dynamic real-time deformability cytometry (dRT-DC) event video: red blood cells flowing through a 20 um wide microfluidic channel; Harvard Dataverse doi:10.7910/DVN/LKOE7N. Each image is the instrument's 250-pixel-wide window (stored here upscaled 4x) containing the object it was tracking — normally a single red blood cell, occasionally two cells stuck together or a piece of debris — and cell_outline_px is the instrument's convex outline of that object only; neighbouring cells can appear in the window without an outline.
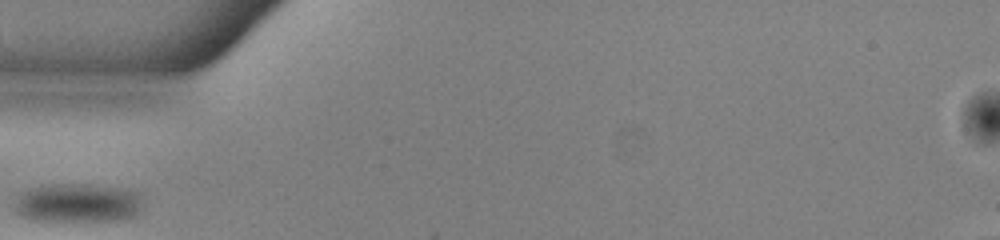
{"species": "common noctule bat (a hibernating species)", "species_latin": "Nyctalus noctula", "temperature_condition": "warm", "stored_images_in_passage": 24, "camera_frame_rate_fps": 3000, "um_per_image_px": 0.085, "animal": {"sex": "male", "body_mass_g": 13.0, "forearm_length_mm": 53.1}, "frame": {"image": 1, "passage_image": 1, "time_ms": 0.0, "image_size_px": [1000, 240], "cell_outline_px": [[144, 196], [140, 212], [136, 216], [120, 220], [36, 220], [24, 216], [16, 212], [16, 200], [28, 188], [56, 184], [84, 184], [116, 188], [136, 192]], "centroid_in_image_um": [6.68, 17.25], "position_along_channel_um": 78.3, "area_um2": 28.73}}
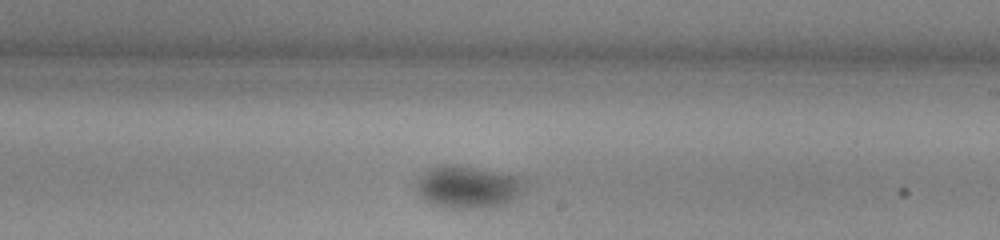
{"frame": {"image": 2, "passage_image": 14, "time_ms": 4.333, "image_size_px": [1000, 240], "cell_outline_px": [[524, 188], [512, 200], [504, 204], [484, 208], [444, 208], [432, 204], [420, 196], [416, 192], [416, 180], [428, 168], [444, 164], [452, 164], [520, 176], [524, 180]], "centroid_in_image_um": [39.72, 15.89], "position_along_channel_um": 249.3, "area_um2": 26.76}}
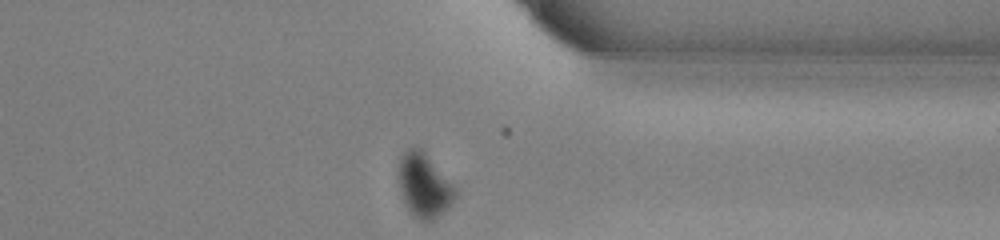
{"frame": {"image": 3, "passage_image": 24, "time_ms": 7.667, "image_size_px": [1000, 240], "cell_outline_px": [[456, 196], [432, 220], [420, 220], [408, 208], [400, 192], [400, 160], [404, 152], [408, 148], [416, 144], [424, 152], [456, 188]], "centroid_in_image_um": [36.03, 15.7], "position_along_channel_um": 375.4, "area_um2": 20.11}}